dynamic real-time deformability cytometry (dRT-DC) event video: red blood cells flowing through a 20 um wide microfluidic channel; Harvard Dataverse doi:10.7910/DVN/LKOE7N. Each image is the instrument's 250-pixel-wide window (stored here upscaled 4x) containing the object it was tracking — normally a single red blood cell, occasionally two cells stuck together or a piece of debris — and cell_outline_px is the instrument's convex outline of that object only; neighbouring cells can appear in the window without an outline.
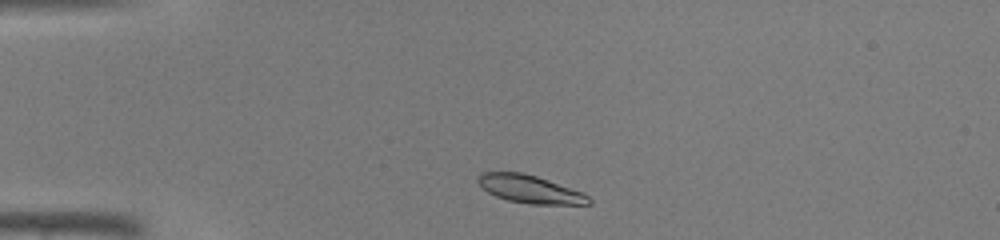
{"species": "common noctule bat (a hibernating species)", "species_latin": "Nyctalus noctula", "temperature_condition": "warm", "stored_images_in_passage": 36, "camera_frame_rate_fps": 3000, "um_per_image_px": 0.085, "animal": {"sex": "male", "body_mass_g": 19.0, "forearm_length_mm": 50.8}, "frame": {"image": 1, "passage_image": 2, "time_ms": 0.333, "image_size_px": [1000, 240], "cell_outline_px": [[592, 204], [528, 204], [508, 200], [496, 196], [488, 192], [476, 180], [476, 176], [480, 172], [520, 172], [536, 176], [584, 192], [592, 200]], "centroid_in_image_um": [45.05, 16.07], "position_along_channel_um": 40.0, "area_um2": 18.03}}
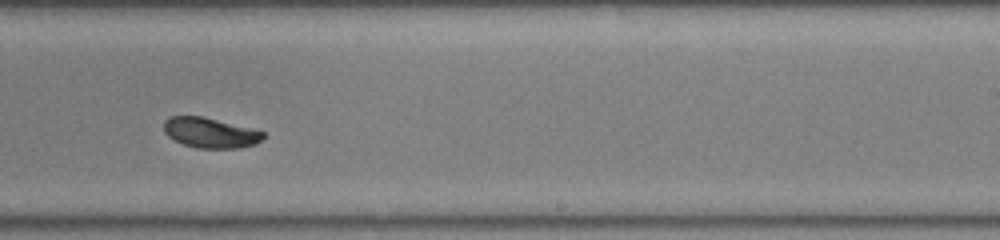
{"frame": {"image": 2, "passage_image": 20, "time_ms": 6.333, "image_size_px": [1000, 240], "cell_outline_px": [[264, 136], [256, 144], [240, 148], [196, 148], [184, 144], [168, 136], [164, 132], [164, 120], [172, 116], [200, 116], [264, 132]], "centroid_in_image_um": [17.84, 11.3], "position_along_channel_um": 271.2, "area_um2": 17.11}}
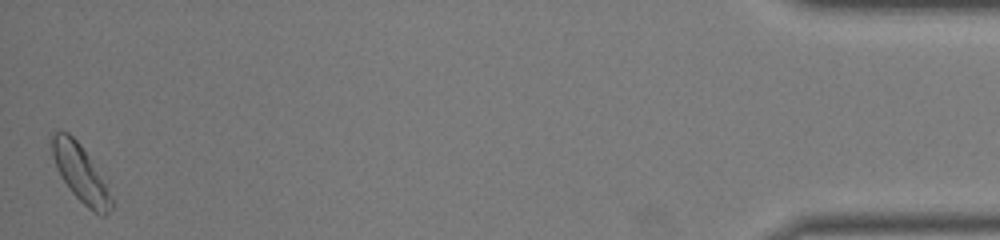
{"frame": {"image": 3, "passage_image": 36, "time_ms": 11.667, "image_size_px": [1000, 240], "cell_outline_px": [[112, 208], [104, 216], [100, 216], [92, 212], [72, 192], [60, 176], [56, 168], [52, 156], [52, 132], [68, 132], [80, 144], [88, 156], [112, 196]], "centroid_in_image_um": [6.82, 14.76], "position_along_channel_um": 428.4, "area_um2": 19.25}}